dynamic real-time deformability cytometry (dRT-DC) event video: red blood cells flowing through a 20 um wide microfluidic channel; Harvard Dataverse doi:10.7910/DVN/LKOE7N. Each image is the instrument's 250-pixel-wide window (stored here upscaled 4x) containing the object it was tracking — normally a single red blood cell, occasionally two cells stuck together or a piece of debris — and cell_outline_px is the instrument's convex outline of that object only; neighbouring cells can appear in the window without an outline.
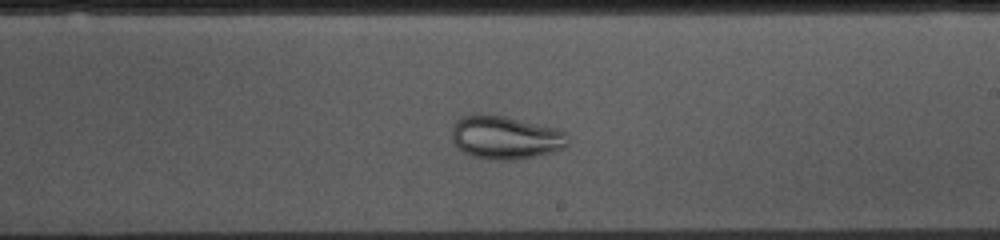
{"species": "common noctule bat (a hibernating species)", "species_latin": "Nyctalus noctula", "temperature_condition": "cold", "stored_images_in_passage": 46, "camera_frame_rate_fps": 3000, "um_per_image_px": 0.085, "animal": {"sex": "female", "body_mass_g": 10.0, "forearm_length_mm": 53.1}, "frame": {"image": 1, "passage_image": 29, "time_ms": 9.333, "image_size_px": [1000, 240], "cell_outline_px": [[568, 144], [564, 148], [552, 152], [512, 160], [492, 160], [472, 156], [456, 148], [452, 140], [452, 124], [460, 116], [504, 116], [552, 128], [564, 132], [568, 140]], "centroid_in_image_um": [42.9, 11.72], "position_along_channel_um": 246.1, "area_um2": 28.67}}
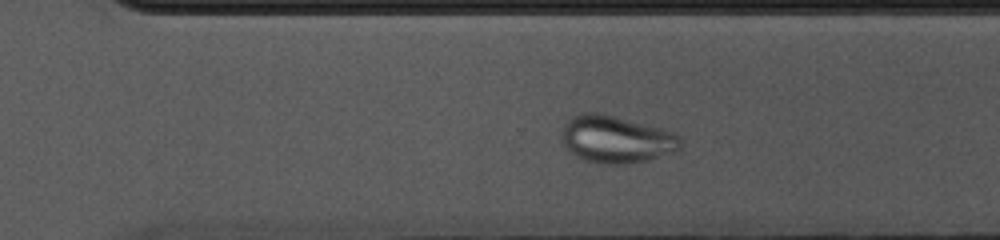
{"frame": {"image": 2, "passage_image": 35, "time_ms": 11.333, "image_size_px": [1000, 240], "cell_outline_px": [[680, 148], [672, 152], [648, 160], [628, 164], [608, 164], [584, 160], [576, 156], [564, 144], [560, 136], [564, 124], [572, 116], [580, 112], [596, 112], [664, 128], [680, 136]], "centroid_in_image_um": [52.36, 11.83], "position_along_channel_um": 318.2, "area_um2": 32.66}}
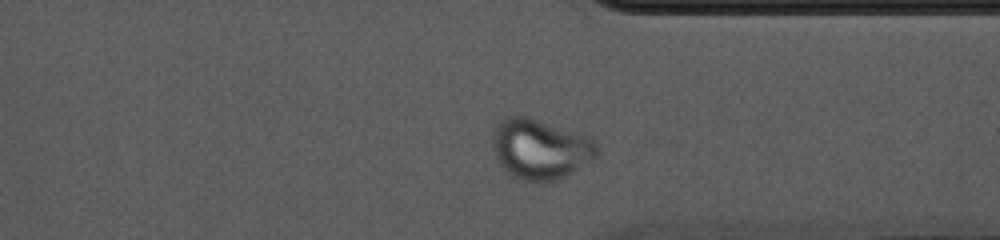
{"frame": {"image": 3, "passage_image": 39, "time_ms": 12.667, "image_size_px": [1000, 240], "cell_outline_px": [[596, 156], [572, 172], [564, 176], [552, 180], [524, 180], [508, 172], [496, 160], [492, 148], [492, 136], [500, 120], [508, 116], [528, 116], [588, 136], [596, 144]], "centroid_in_image_um": [45.87, 12.63], "position_along_channel_um": 365.5, "area_um2": 35.84}}